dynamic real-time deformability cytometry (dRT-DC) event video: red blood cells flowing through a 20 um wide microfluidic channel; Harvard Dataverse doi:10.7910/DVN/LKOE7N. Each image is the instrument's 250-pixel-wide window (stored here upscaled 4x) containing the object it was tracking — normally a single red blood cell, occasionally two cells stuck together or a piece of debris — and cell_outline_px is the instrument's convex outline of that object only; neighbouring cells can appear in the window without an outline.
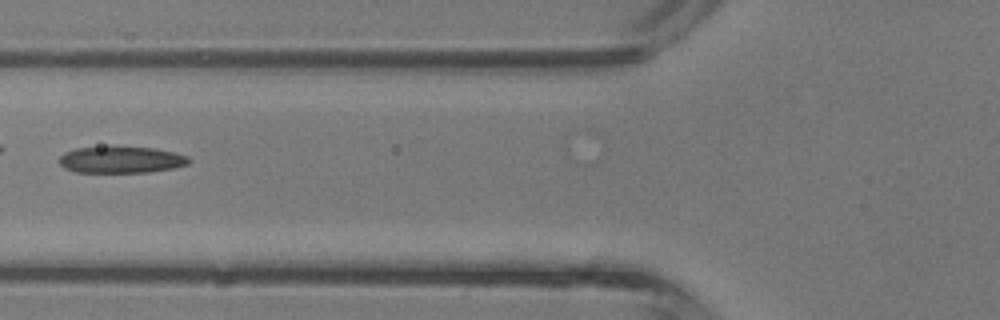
{"species": "common noctule bat (a hibernating species)", "species_latin": "Nyctalus noctula", "temperature_condition": "room temperature", "stored_images_in_passage": 7, "camera_frame_rate_fps": 3000, "um_per_image_px": 0.085, "animal": {"sex": "male", "body_mass_g": 13.3}, "frame": {"image": 1, "passage_image": 4, "time_ms": 1.0, "image_size_px": [1000, 320], "cell_outline_px": [[188, 164], [172, 168], [148, 172], [76, 172], [64, 168], [60, 164], [60, 156], [76, 148], [152, 148], [172, 152], [188, 156]], "centroid_in_image_um": [10.29, 13.6], "position_along_channel_um": 115.5, "area_um2": 19.36}}
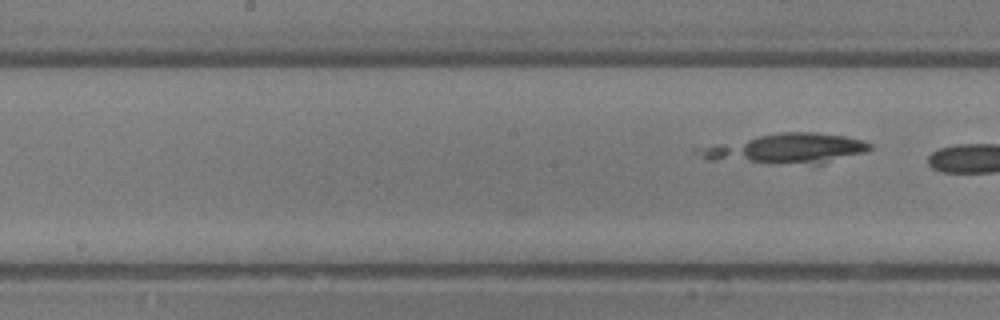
{"frame": {"image": 2, "passage_image": 7, "time_ms": 2.0, "image_size_px": [1000, 320], "cell_outline_px": [[872, 148], [824, 164], [816, 164], [708, 160], [700, 152], [708, 148], [760, 136], [780, 132], [816, 132], [844, 136], [860, 140], [872, 144]], "centroid_in_image_um": [67.05, 12.63], "position_along_channel_um": 181.1, "area_um2": 27.92}}